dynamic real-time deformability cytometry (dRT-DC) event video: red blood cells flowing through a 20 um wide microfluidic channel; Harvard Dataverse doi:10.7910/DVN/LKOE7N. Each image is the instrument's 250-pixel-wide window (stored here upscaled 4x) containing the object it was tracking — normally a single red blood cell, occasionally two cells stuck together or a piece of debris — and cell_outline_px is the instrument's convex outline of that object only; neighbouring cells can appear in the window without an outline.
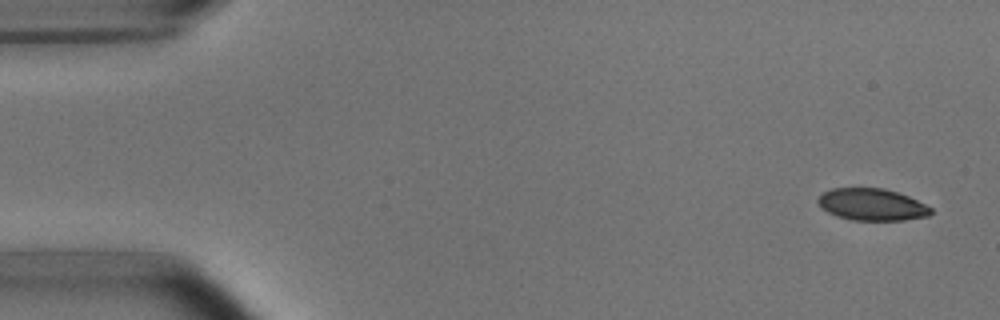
{"species": "common noctule bat (a hibernating species)", "species_latin": "Nyctalus noctula", "temperature_condition": "room temperature", "stored_images_in_passage": 4, "camera_frame_rate_fps": 3000, "um_per_image_px": 0.085, "animal": {"sex": "male", "body_mass_g": 15.6}, "frame": {"image": 1, "passage_image": 1, "time_ms": 0.0, "image_size_px": [1000, 320], "cell_outline_px": [[932, 212], [928, 216], [904, 220], [852, 220], [836, 216], [828, 212], [816, 200], [824, 192], [832, 188], [884, 188], [908, 196], [932, 208]], "centroid_in_image_um": [74.12, 17.39], "position_along_channel_um": 10.9, "area_um2": 20.81}}
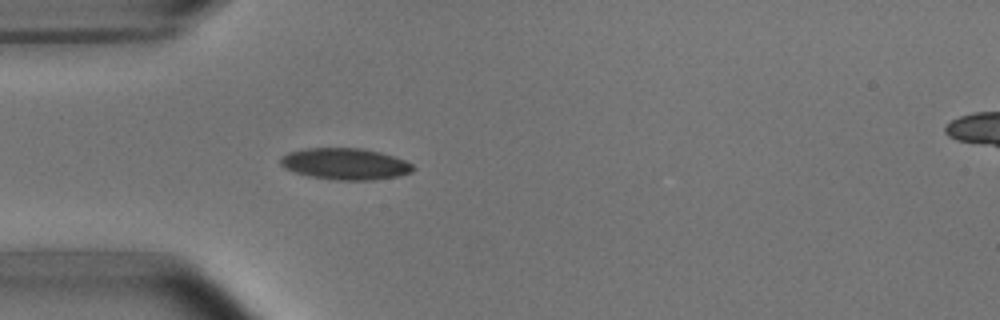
{"frame": {"image": 2, "passage_image": 4, "time_ms": 4.333, "image_size_px": [1000, 320], "cell_outline_px": [[416, 168], [412, 172], [400, 176], [372, 180], [336, 180], [308, 176], [284, 168], [280, 164], [280, 156], [288, 152], [304, 148], [360, 148], [380, 152], [404, 160], [412, 164]], "centroid_in_image_um": [29.33, 13.93], "position_along_channel_um": 55.7, "area_um2": 24.45}}